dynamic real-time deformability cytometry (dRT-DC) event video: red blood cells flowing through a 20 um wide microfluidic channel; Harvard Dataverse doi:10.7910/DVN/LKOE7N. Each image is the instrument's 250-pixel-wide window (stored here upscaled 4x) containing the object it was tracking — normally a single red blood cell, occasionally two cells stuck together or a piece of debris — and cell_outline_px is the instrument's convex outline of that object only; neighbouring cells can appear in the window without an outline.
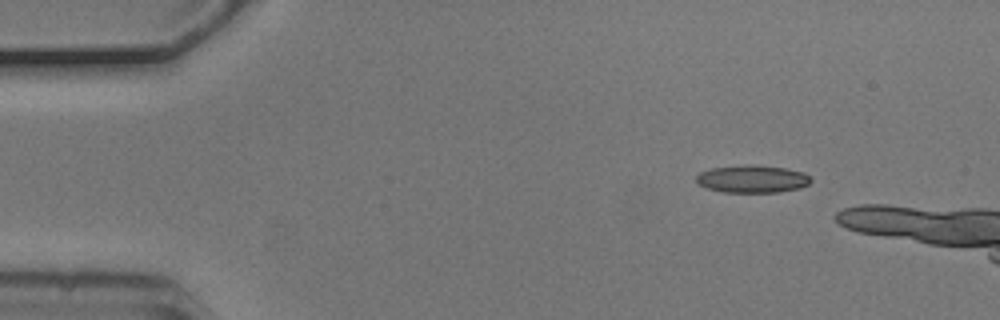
{"species": "common noctule bat (a hibernating species)", "species_latin": "Nyctalus noctula", "temperature_condition": "cold", "stored_images_in_passage": 3, "camera_frame_rate_fps": 3000, "um_per_image_px": 0.085, "animal": {"sex": "male", "body_mass_g": 20.5, "forearm_length_mm": 52.5}, "frame": {"image": 1, "passage_image": 1, "time_ms": 0.0, "image_size_px": [1000, 320], "cell_outline_px": [[812, 180], [808, 184], [800, 188], [780, 192], [724, 192], [708, 188], [696, 184], [696, 176], [700, 172], [712, 168], [744, 164], [784, 168], [804, 172]], "centroid_in_image_um": [63.93, 15.21], "position_along_channel_um": 21.1, "area_um2": 18.38}}